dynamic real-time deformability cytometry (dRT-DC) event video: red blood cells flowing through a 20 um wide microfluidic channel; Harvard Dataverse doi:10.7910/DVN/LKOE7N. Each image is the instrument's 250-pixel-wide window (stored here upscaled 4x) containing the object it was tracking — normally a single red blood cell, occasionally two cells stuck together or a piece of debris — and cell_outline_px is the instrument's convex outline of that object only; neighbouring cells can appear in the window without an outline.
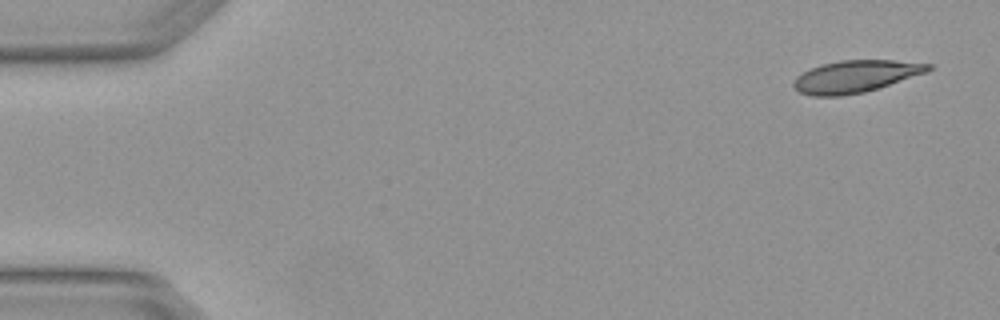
{"species": "Egyptian fruit bat (a non-hibernating species)", "species_latin": "Rousettus aegyptiacus", "temperature_condition": "warm", "stored_images_in_passage": 5, "camera_frame_rate_fps": 3000, "um_per_image_px": 0.085, "animal": {"sex": "female"}, "frame": {"image": 1, "passage_image": 1, "time_ms": 0.0, "image_size_px": [1000, 320], "cell_outline_px": [[932, 68], [928, 72], [864, 92], [840, 96], [812, 96], [800, 92], [792, 88], [792, 80], [796, 76], [820, 64], [840, 60], [892, 60], [932, 64]], "centroid_in_image_um": [72.68, 6.49], "position_along_channel_um": 12.3, "area_um2": 25.2}}